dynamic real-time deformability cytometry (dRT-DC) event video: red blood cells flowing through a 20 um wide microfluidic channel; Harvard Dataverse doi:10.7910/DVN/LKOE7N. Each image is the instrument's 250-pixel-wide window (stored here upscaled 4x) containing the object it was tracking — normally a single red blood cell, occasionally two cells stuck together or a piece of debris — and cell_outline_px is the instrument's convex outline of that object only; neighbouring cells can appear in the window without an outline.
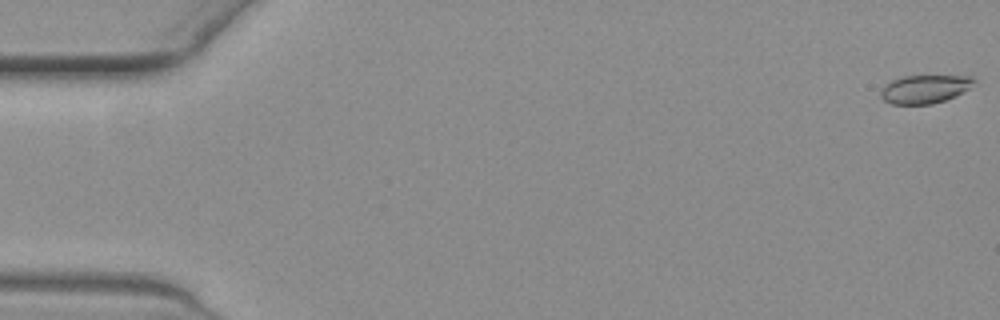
{"species": "common noctule bat (a hibernating species)", "species_latin": "Nyctalus noctula", "temperature_condition": "warm", "stored_images_in_passage": 10, "camera_frame_rate_fps": 3000, "um_per_image_px": 0.085, "animal": {"sex": "female", "body_mass_g": 19.3, "forearm_length_mm": 54.1}, "frame": {"image": 1, "passage_image": 1, "time_ms": 0.0, "image_size_px": [1000, 320], "cell_outline_px": [[976, 80], [968, 88], [956, 96], [932, 104], [892, 104], [884, 100], [880, 96], [880, 88], [884, 84], [892, 80], [904, 76], [972, 76]], "centroid_in_image_um": [78.56, 7.57], "position_along_channel_um": 6.4, "area_um2": 15.37}}